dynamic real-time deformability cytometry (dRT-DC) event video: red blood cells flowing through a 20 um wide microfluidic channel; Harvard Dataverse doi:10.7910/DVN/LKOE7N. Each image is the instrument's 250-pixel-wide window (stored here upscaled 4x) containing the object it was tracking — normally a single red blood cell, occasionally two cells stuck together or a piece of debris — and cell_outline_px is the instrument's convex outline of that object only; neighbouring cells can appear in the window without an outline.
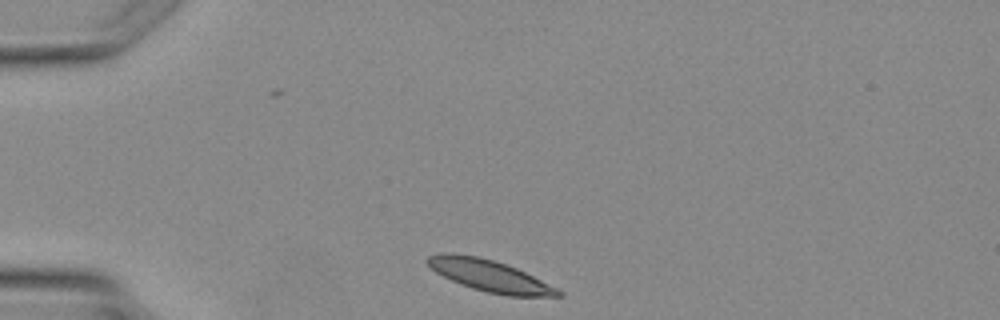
{"species": "Egyptian fruit bat (a non-hibernating species)", "species_latin": "Rousettus aegyptiacus", "temperature_condition": "warm", "stored_images_in_passage": 2, "camera_frame_rate_fps": 3000, "um_per_image_px": 0.085, "animal": {"sex": "female"}, "frame": {"image": 1, "passage_image": 1, "time_ms": 0.0, "image_size_px": [1000, 320], "cell_outline_px": [[564, 296], [508, 296], [488, 292], [472, 288], [460, 284], [436, 272], [424, 260], [428, 256], [440, 252], [452, 252], [480, 256], [516, 268], [564, 292]], "centroid_in_image_um": [41.57, 23.42], "position_along_channel_um": 43.4, "area_um2": 23.87}}